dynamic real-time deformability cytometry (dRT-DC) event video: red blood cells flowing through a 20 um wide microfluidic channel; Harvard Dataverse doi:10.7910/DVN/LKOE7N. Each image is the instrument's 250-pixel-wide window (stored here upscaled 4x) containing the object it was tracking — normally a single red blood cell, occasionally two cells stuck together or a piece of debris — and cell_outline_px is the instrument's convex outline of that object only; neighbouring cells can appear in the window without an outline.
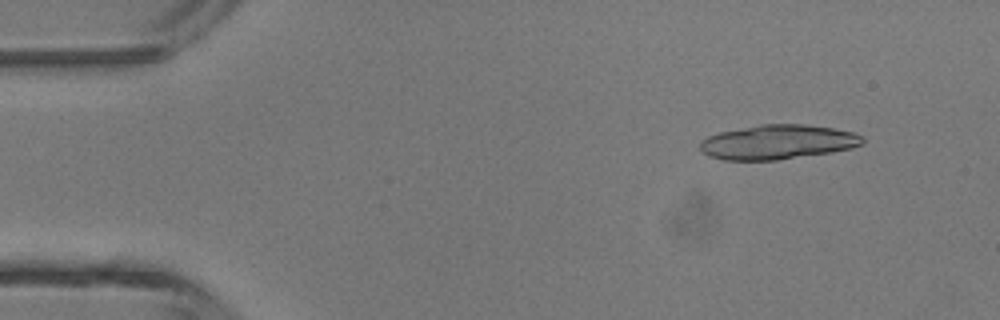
{"species": "common noctule bat (a hibernating species)", "species_latin": "Nyctalus noctula", "temperature_condition": "room temperature", "stored_images_in_passage": 13, "camera_frame_rate_fps": 3000, "um_per_image_px": 0.085, "animal": {"sex": "male", "body_mass_g": 13.3}, "frame": {"image": 1, "passage_image": 3, "time_ms": 0.667, "image_size_px": [1000, 320], "cell_outline_px": [[864, 144], [852, 148], [832, 152], [776, 160], [724, 160], [708, 156], [700, 148], [700, 140], [708, 136], [720, 132], [760, 124], [808, 124], [832, 128], [852, 132], [864, 136]], "centroid_in_image_um": [66.12, 12.07], "position_along_channel_um": 18.9, "area_um2": 32.77}}